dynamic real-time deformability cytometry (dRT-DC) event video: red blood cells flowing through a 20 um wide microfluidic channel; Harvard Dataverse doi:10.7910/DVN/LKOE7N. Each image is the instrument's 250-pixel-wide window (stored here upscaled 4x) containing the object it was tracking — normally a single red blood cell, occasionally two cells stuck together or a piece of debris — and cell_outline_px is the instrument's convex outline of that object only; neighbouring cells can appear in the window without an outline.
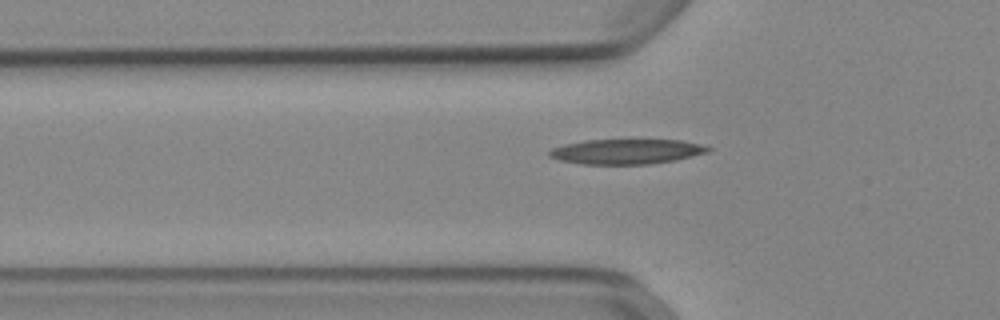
{"species": "Egyptian fruit bat (a non-hibernating species)", "species_latin": "Rousettus aegyptiacus", "temperature_condition": "cold", "stored_images_in_passage": 38, "camera_frame_rate_fps": 3000, "um_per_image_px": 0.085, "animal": {"sex": "female"}, "frame": {"image": 1, "passage_image": 4, "time_ms": 1.0, "image_size_px": [1000, 320], "cell_outline_px": [[712, 148], [708, 152], [676, 160], [648, 164], [580, 164], [560, 160], [548, 156], [548, 152], [552, 148], [564, 144], [584, 140], [680, 140], [700, 144]], "centroid_in_image_um": [53.22, 12.88], "position_along_channel_um": 72.6, "area_um2": 23.06}}
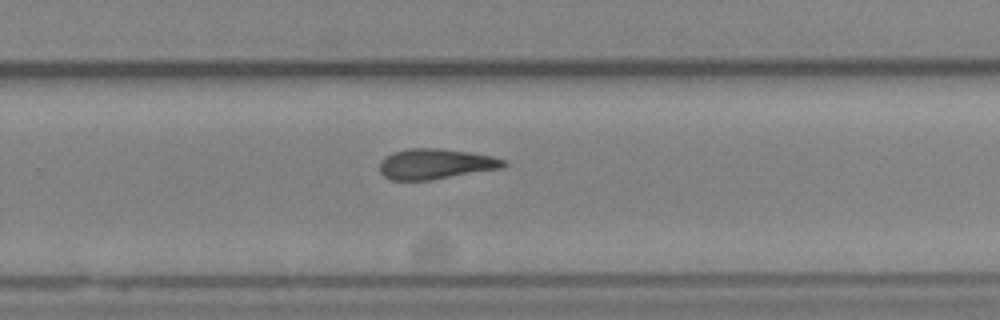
{"frame": {"image": 2, "passage_image": 21, "time_ms": 6.667, "image_size_px": [1000, 320], "cell_outline_px": [[508, 164], [504, 168], [428, 180], [392, 180], [384, 176], [380, 172], [380, 160], [384, 156], [392, 152], [408, 148], [436, 148], [468, 152], [492, 156], [504, 160]], "centroid_in_image_um": [37.0, 13.93], "position_along_channel_um": 292.8, "area_um2": 21.96}}
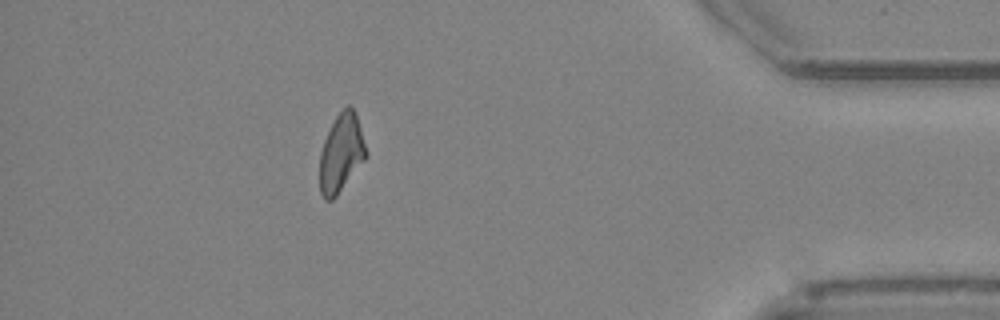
{"frame": {"image": 3, "passage_image": 33, "time_ms": 10.667, "image_size_px": [1000, 320], "cell_outline_px": [[368, 156], [336, 196], [332, 200], [324, 200], [320, 192], [320, 152], [324, 140], [336, 116], [348, 104], [352, 108], [356, 116], [368, 152]], "centroid_in_image_um": [29.0, 13.04], "position_along_channel_um": 406.2, "area_um2": 20.87}}